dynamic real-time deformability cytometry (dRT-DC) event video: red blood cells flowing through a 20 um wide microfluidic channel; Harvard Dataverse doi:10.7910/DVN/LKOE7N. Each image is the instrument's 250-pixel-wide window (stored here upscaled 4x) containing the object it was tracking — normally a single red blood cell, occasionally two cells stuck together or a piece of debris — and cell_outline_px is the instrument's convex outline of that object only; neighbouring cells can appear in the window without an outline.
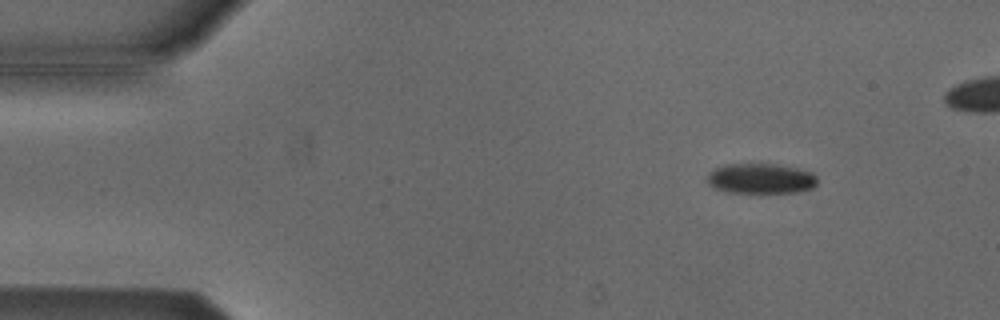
{"species": "Egyptian fruit bat (a non-hibernating species)", "species_latin": "Rousettus aegyptiacus", "temperature_condition": "cold", "stored_images_in_passage": 44, "camera_frame_rate_fps": 3000, "um_per_image_px": 0.085, "animal": {"sex": "male"}, "frame": {"image": 1, "passage_image": 1, "time_ms": 0.0, "image_size_px": [1000, 320], "cell_outline_px": [[816, 184], [812, 188], [796, 192], [760, 196], [756, 196], [724, 192], [712, 188], [708, 184], [708, 176], [716, 168], [728, 164], [776, 164], [796, 168], [812, 172], [816, 176]], "centroid_in_image_um": [64.66, 15.25], "position_along_channel_um": 20.3, "area_um2": 20.29}}
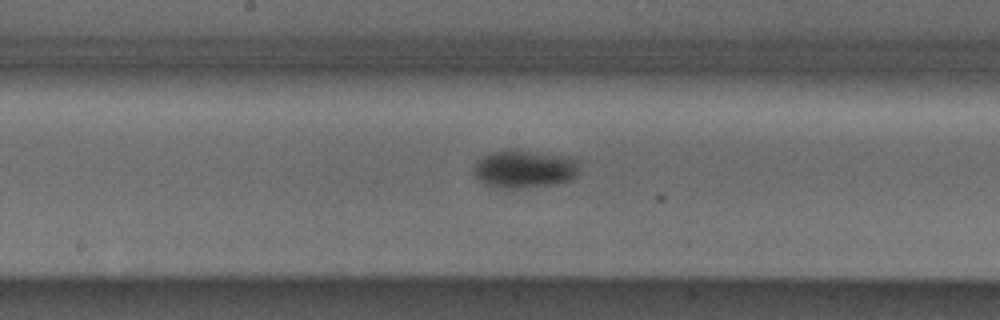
{"frame": {"image": 2, "passage_image": 22, "time_ms": 7.0, "image_size_px": [1000, 320], "cell_outline_px": [[580, 172], [572, 180], [556, 184], [520, 188], [500, 188], [484, 184], [472, 172], [472, 168], [476, 160], [492, 152], [504, 148], [532, 152], [576, 160], [580, 168]], "centroid_in_image_um": [44.51, 14.38], "position_along_channel_um": 203.7, "area_um2": 23.24}}
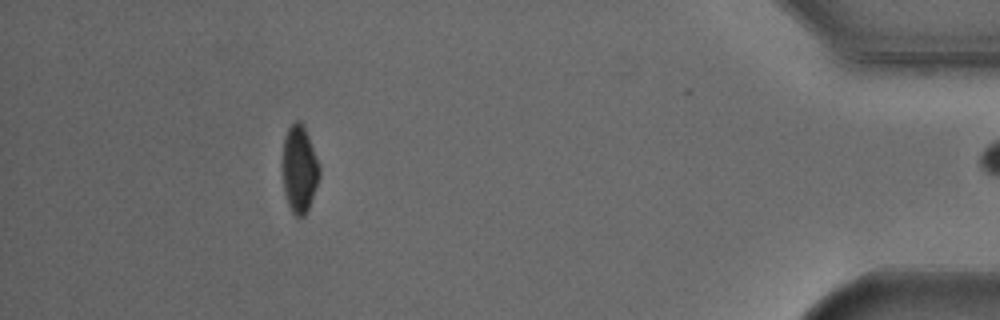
{"frame": {"image": 3, "passage_image": 43, "time_ms": 14.0, "image_size_px": [1000, 320], "cell_outline_px": [[320, 176], [308, 208], [304, 216], [296, 216], [292, 212], [288, 204], [284, 192], [284, 136], [288, 128], [296, 120], [300, 120], [308, 136], [320, 168]], "centroid_in_image_um": [25.46, 14.38], "position_along_channel_um": 409.7, "area_um2": 18.15}}